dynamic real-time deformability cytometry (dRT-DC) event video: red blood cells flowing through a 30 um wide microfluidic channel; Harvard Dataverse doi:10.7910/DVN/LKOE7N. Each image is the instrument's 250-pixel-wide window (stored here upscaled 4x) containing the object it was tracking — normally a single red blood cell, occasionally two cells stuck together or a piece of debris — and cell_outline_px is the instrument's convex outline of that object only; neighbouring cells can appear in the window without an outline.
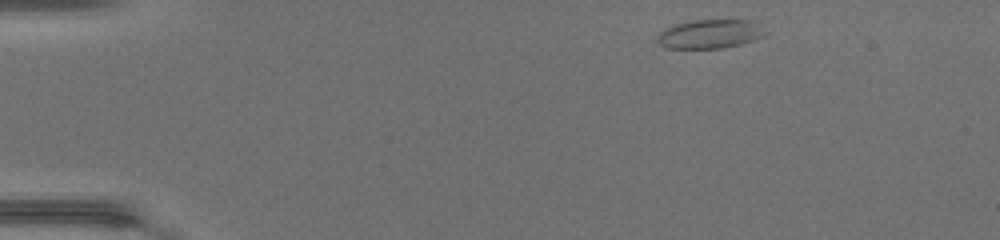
{"species": "common noctule bat (a hibernating species)", "species_latin": "Nyctalus noctula", "temperature_condition": "warm", "stored_images_in_passage": 42, "camera_frame_rate_fps": 3000, "um_per_image_px": 0.085, "animal": {"sex": "female", "body_mass_g": 17.0, "forearm_length_mm": 48.0}, "frame": {"image": 1, "passage_image": 1, "time_ms": 0.0, "image_size_px": [1000, 240], "cell_outline_px": [[768, 32], [752, 40], [740, 44], [720, 48], [664, 48], [656, 40], [656, 36], [660, 32], [676, 24], [692, 20], [752, 20]], "centroid_in_image_um": [60.31, 2.88], "position_along_channel_um": 24.7, "area_um2": 17.98}}
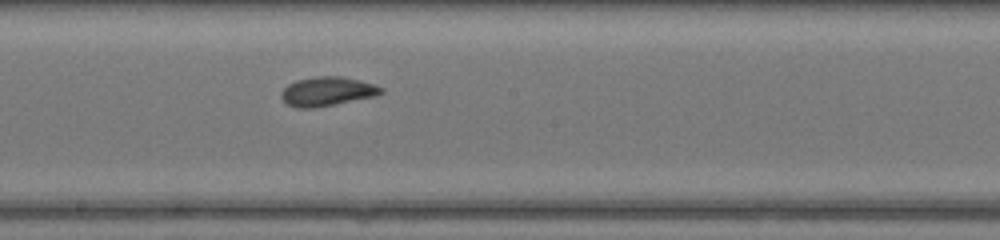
{"frame": {"image": 2, "passage_image": 21, "time_ms": 6.667, "image_size_px": [1000, 240], "cell_outline_px": [[384, 92], [376, 96], [312, 108], [296, 108], [288, 104], [280, 96], [280, 92], [288, 84], [296, 80], [316, 76], [340, 76], [360, 80], [384, 88]], "centroid_in_image_um": [27.8, 7.76], "position_along_channel_um": 220.4, "area_um2": 16.88}}
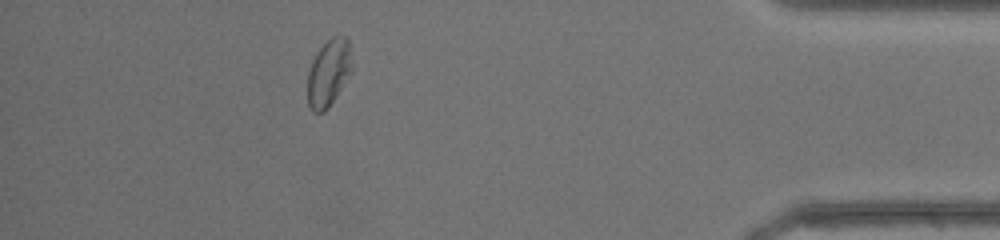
{"frame": {"image": 3, "passage_image": 37, "time_ms": 12.0, "image_size_px": [1000, 240], "cell_outline_px": [[352, 68], [336, 96], [328, 108], [324, 112], [312, 112], [308, 104], [308, 72], [312, 60], [316, 52], [332, 36], [344, 36], [348, 40], [352, 64]], "centroid_in_image_um": [27.91, 6.19], "position_along_channel_um": 407.3, "area_um2": 17.05}, "authors_computed_cell_mechanics": {"area_um2": 16.9065, "velocity_mm_per_s": 4.3564, "shape_relaxation_time_tau1_ms": 4.0586, "shape_relaxation_time_tau2_ms": 2.1633, "deformation_change_tau1": 0.1363, "deformation_change_tau2": 0.0668}}